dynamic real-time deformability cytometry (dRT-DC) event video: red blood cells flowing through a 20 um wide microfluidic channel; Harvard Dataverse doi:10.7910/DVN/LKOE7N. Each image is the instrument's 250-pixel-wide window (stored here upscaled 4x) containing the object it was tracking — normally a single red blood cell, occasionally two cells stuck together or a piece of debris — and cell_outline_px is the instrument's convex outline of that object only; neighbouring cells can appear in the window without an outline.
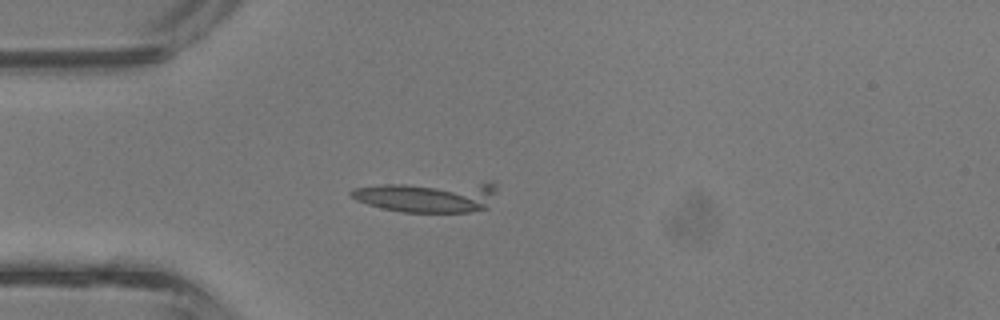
{"species": "common noctule bat (a hibernating species)", "species_latin": "Nyctalus noctula", "temperature_condition": "room temperature", "stored_images_in_passage": 4, "camera_frame_rate_fps": 3000, "um_per_image_px": 0.085, "animal": {"sex": "male", "body_mass_g": 13.3}, "frame": {"image": 1, "passage_image": 3, "time_ms": 0.667, "image_size_px": [1000, 320], "cell_outline_px": [[496, 192], [488, 208], [472, 212], [400, 212], [368, 204], [356, 200], [348, 192], [352, 188], [380, 184], [488, 180], [492, 180], [496, 184]], "centroid_in_image_um": [36.46, 16.67], "position_along_channel_um": 48.5, "area_um2": 27.46}}